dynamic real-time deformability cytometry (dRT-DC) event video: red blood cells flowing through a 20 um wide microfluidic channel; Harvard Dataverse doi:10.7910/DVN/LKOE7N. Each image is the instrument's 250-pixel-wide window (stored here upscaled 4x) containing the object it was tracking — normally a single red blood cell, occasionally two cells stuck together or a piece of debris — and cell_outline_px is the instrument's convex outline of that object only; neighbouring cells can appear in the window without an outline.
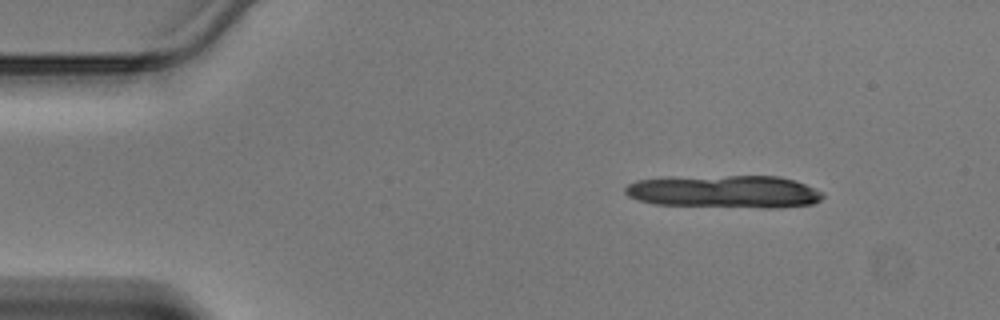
{"species": "Egyptian fruit bat (a non-hibernating species)", "species_latin": "Rousettus aegyptiacus", "temperature_condition": "warm", "stored_images_in_passage": 8, "camera_frame_rate_fps": 3000, "um_per_image_px": 0.085, "animal": {"sex": "male"}, "frame": {"image": 1, "passage_image": 1, "time_ms": 0.0, "image_size_px": [1000, 320], "cell_outline_px": [[824, 196], [820, 200], [812, 204], [780, 208], [760, 208], [652, 204], [636, 200], [628, 196], [624, 192], [624, 188], [628, 184], [636, 180], [728, 176], [780, 176], [796, 180], [824, 192]], "centroid_in_image_um": [61.65, 16.31], "position_along_channel_um": 23.3, "area_um2": 37.69}}